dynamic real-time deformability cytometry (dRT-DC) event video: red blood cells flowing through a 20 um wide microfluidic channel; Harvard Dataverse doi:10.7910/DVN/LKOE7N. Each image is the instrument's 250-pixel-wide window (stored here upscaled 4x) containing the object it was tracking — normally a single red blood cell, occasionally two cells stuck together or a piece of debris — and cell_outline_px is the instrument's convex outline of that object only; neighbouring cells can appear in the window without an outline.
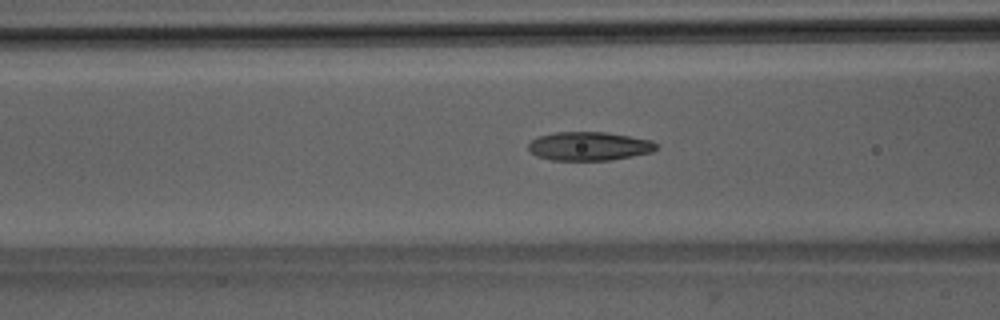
{"species": "Egyptian fruit bat (a non-hibernating species)", "species_latin": "Rousettus aegyptiacus", "temperature_condition": "room temperature", "stored_images_in_passage": 44, "camera_frame_rate_fps": 3000, "um_per_image_px": 0.085, "animal": {"sex": "male"}, "frame": {"image": 1, "passage_image": 13, "time_ms": 4.0, "image_size_px": [1000, 320], "cell_outline_px": [[660, 144], [652, 152], [612, 160], [552, 160], [536, 156], [528, 148], [528, 144], [536, 136], [556, 132], [604, 132], [652, 140]], "centroid_in_image_um": [50.08, 12.42], "position_along_channel_um": 116.5, "area_um2": 21.44}}
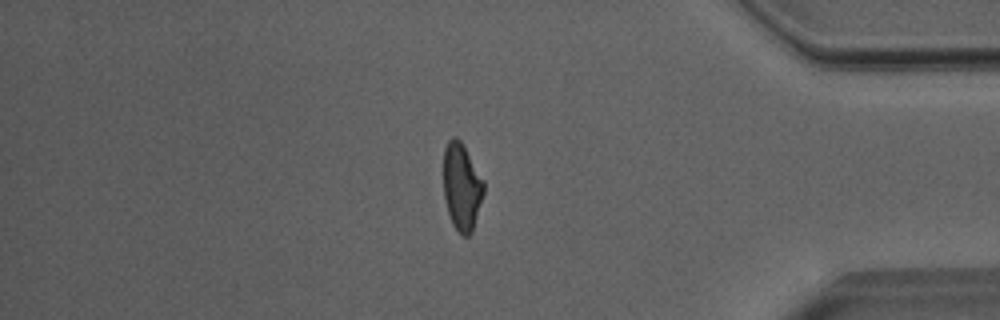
{"frame": {"image": 2, "passage_image": 36, "time_ms": 11.667, "image_size_px": [1000, 320], "cell_outline_px": [[484, 192], [472, 232], [468, 236], [464, 236], [452, 224], [444, 200], [444, 148], [448, 140], [452, 136], [456, 136], [460, 140], [484, 180]], "centroid_in_image_um": [39.24, 15.86], "position_along_channel_um": 396.0, "area_um2": 20.35}}
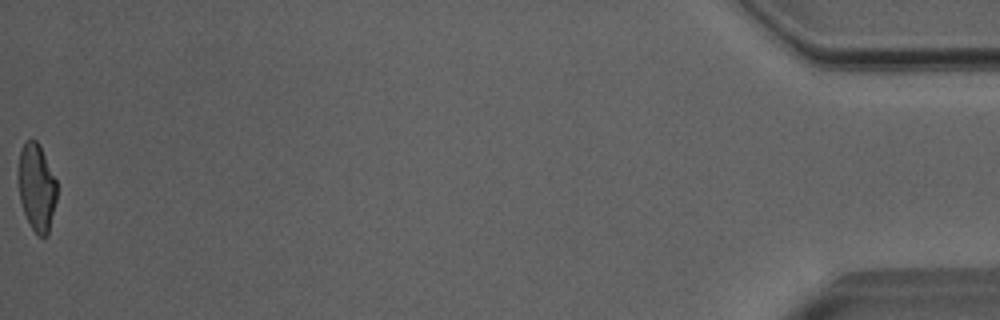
{"frame": {"image": 3, "passage_image": 44, "time_ms": 14.333, "image_size_px": [1000, 320], "cell_outline_px": [[56, 200], [48, 236], [36, 236], [24, 212], [20, 200], [16, 176], [16, 172], [20, 152], [24, 144], [28, 140], [36, 140], [40, 144], [56, 180]], "centroid_in_image_um": [3.09, 15.92], "position_along_channel_um": 432.1, "area_um2": 19.88}, "authors_computed_cell_mechanics": {"area_um2": 21.097, "velocity_mm_per_s": 4.026, "shape_relaxation_time_tau1_ms": 5.3813, "shape_relaxation_time_tau2_ms": 1.4508, "deformation_change_tau1": 0.1887, "deformation_change_tau2": 0.0864}}